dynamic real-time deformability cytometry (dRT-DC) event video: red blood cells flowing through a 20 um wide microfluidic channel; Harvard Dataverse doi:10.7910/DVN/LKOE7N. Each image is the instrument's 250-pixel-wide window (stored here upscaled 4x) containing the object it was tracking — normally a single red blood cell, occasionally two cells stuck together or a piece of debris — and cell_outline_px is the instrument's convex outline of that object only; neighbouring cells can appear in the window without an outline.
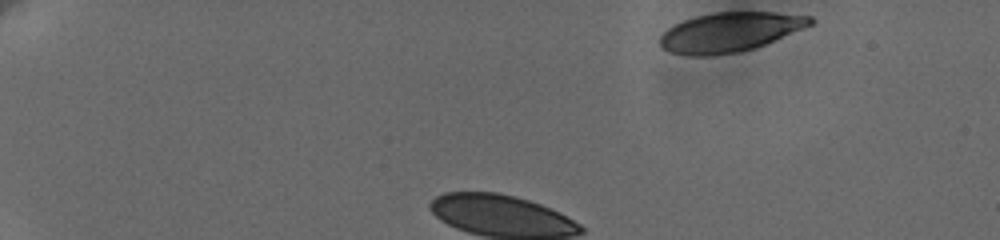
{"species": "human", "species_latin": "Homo sapiens", "temperature_condition": "cold", "stored_images_in_passage": 7, "segment_of_instrument_passage": [1, 2], "camera_frame_rate_fps": 3000, "um_per_image_px": 0.085, "donor": {"sex": "female"}, "frame": {"image": 1, "passage_image": 1, "time_ms": 0.0, "image_size_px": [1000, 240], "cell_outline_px": [[816, 20], [812, 24], [764, 44], [752, 48], [736, 52], [708, 56], [688, 56], [672, 52], [660, 48], [660, 36], [668, 28], [684, 20], [696, 16], [716, 12], [772, 12], [812, 16]], "centroid_in_image_um": [62.01, 2.72], "position_along_channel_um": 23.0, "area_um2": 34.16}}
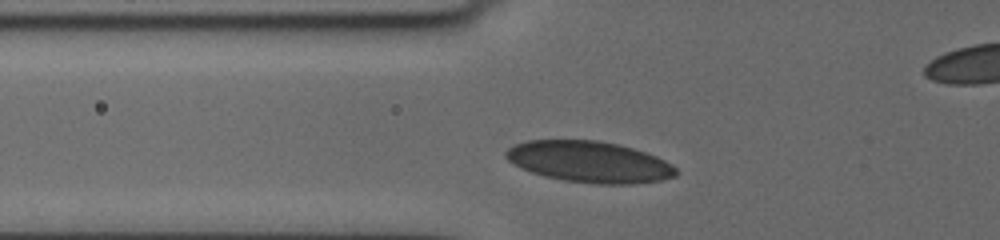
{"frame": {"image": 2, "passage_image": 5, "time_ms": 2.667, "image_size_px": [1000, 240], "cell_outline_px": [[680, 172], [676, 176], [660, 180], [632, 184], [596, 184], [564, 180], [544, 176], [520, 168], [512, 164], [504, 156], [504, 152], [508, 148], [516, 144], [528, 140], [596, 140], [616, 144], [632, 148], [656, 156], [672, 164]], "centroid_in_image_um": [50.08, 13.76], "position_along_channel_um": 75.7, "area_um2": 40.92}}